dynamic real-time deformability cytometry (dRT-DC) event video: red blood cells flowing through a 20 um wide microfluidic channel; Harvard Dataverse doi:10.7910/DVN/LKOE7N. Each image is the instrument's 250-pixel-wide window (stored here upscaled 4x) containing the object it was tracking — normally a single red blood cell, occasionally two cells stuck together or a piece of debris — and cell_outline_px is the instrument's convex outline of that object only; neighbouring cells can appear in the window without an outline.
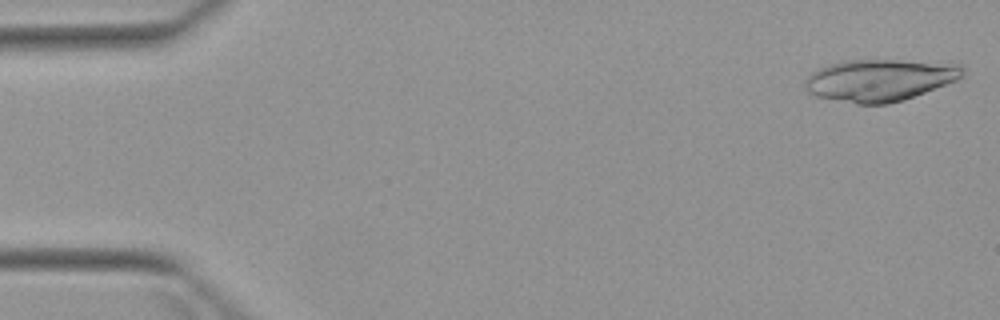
{"species": "Egyptian fruit bat (a non-hibernating species)", "species_latin": "Rousettus aegyptiacus", "temperature_condition": "warm", "stored_images_in_passage": 4, "camera_frame_rate_fps": 3000, "um_per_image_px": 0.085, "animal": {"sex": "female"}, "frame": {"image": 1, "passage_image": 1, "time_ms": 0.0, "image_size_px": [1000, 320], "cell_outline_px": [[964, 76], [956, 80], [904, 100], [888, 104], [856, 104], [816, 96], [808, 92], [804, 88], [804, 80], [812, 72], [828, 64], [840, 60], [896, 60], [964, 64]], "centroid_in_image_um": [74.76, 6.8], "position_along_channel_um": 10.2, "area_um2": 38.73}}